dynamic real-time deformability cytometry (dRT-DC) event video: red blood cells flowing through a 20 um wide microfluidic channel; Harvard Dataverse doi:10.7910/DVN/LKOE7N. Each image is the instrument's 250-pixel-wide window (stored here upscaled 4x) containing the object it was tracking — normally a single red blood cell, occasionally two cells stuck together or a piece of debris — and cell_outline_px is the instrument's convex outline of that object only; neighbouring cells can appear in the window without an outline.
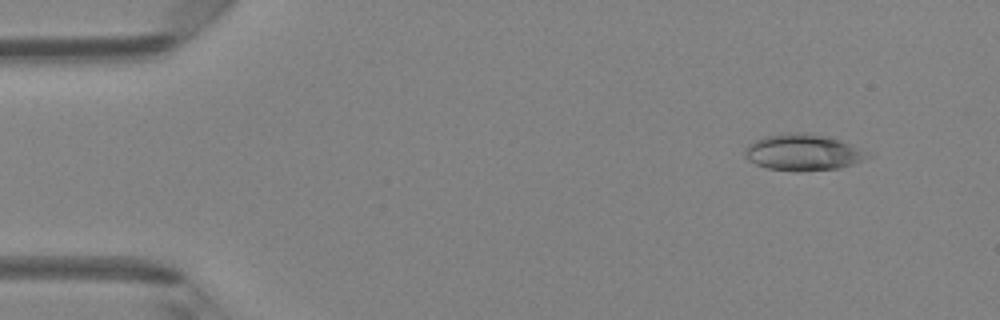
{"species": "Egyptian fruit bat (a non-hibernating species)", "species_latin": "Rousettus aegyptiacus", "temperature_condition": "room temperature", "stored_images_in_passage": 15, "camera_frame_rate_fps": 3000, "um_per_image_px": 0.085, "animal": {"sex": "female"}, "frame": {"image": 1, "passage_image": 5, "time_ms": 1.333, "image_size_px": [1000, 320], "cell_outline_px": [[872, 156], [864, 160], [840, 168], [800, 172], [796, 172], [768, 168], [756, 164], [748, 160], [744, 156], [744, 152], [748, 144], [764, 136], [788, 132], [804, 132], [824, 136], [840, 140]], "centroid_in_image_um": [68.2, 12.96], "position_along_channel_um": 16.8, "area_um2": 25.89}}